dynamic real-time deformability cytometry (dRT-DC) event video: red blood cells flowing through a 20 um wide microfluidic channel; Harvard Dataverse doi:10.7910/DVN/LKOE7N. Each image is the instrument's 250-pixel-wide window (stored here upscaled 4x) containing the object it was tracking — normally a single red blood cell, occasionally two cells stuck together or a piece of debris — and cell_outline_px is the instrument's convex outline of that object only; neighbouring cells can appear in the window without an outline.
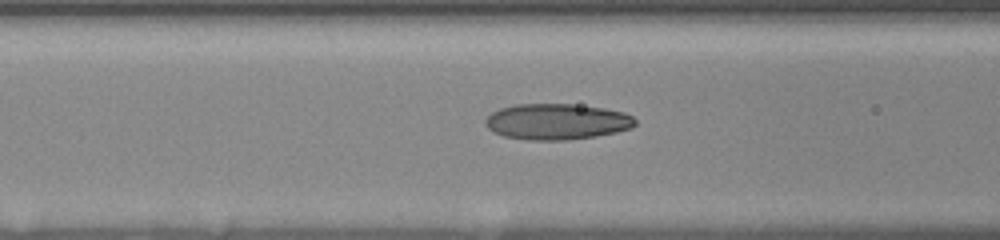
{"species": "human", "species_latin": "Homo sapiens", "temperature_condition": "room temperature", "stored_images_in_passage": 13, "camera_frame_rate_fps": 3000, "um_per_image_px": 0.085, "donor": {"sex": "female"}, "frame": {"image": 1, "passage_image": 11, "time_ms": 4.333, "image_size_px": [1000, 240], "cell_outline_px": [[636, 124], [632, 128], [616, 132], [596, 136], [568, 140], [528, 140], [504, 136], [488, 128], [484, 124], [484, 120], [492, 112], [500, 108], [516, 104], [572, 104], [604, 108], [624, 112], [632, 116], [636, 120]], "centroid_in_image_um": [47.34, 10.34], "position_along_channel_um": 119.3, "area_um2": 31.44}}